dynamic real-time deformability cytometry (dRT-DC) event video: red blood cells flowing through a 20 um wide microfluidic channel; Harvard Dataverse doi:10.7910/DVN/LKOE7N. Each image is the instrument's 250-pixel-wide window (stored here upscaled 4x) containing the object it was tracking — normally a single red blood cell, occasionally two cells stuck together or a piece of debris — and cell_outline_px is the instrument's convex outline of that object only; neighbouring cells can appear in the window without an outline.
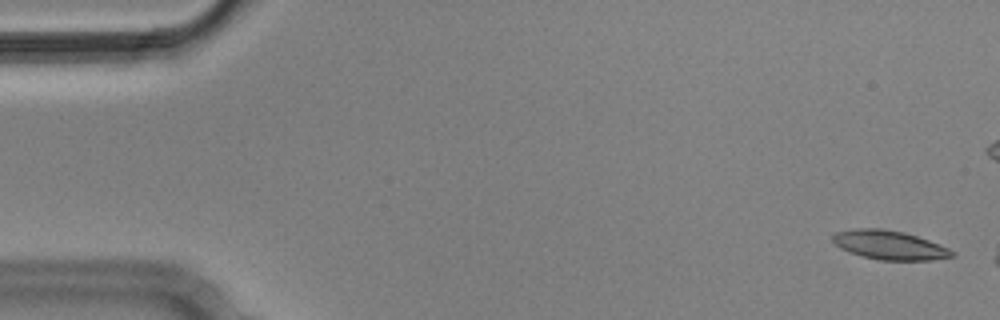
{"species": "Egyptian fruit bat (a non-hibernating species)", "species_latin": "Rousettus aegyptiacus", "temperature_condition": "cold", "stored_images_in_passage": 3, "camera_frame_rate_fps": 3000, "um_per_image_px": 0.085, "animal": {"sex": "male"}, "frame": {"image": 1, "passage_image": 1, "time_ms": 0.0, "image_size_px": [1000, 320], "cell_outline_px": [[956, 256], [932, 260], [880, 260], [860, 256], [848, 252], [840, 248], [832, 240], [832, 236], [836, 232], [856, 228], [880, 228], [904, 232], [940, 244], [956, 252]], "centroid_in_image_um": [75.61, 20.83], "position_along_channel_um": 9.4, "area_um2": 20.29}}